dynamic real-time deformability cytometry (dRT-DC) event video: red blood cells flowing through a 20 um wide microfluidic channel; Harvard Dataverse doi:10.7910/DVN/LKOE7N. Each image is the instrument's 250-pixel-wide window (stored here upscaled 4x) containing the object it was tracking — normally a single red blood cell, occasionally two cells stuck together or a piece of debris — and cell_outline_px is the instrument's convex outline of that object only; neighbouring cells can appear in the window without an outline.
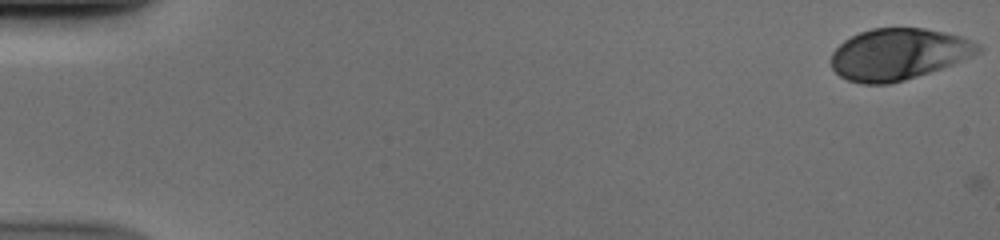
{"species": "human", "species_latin": "Homo sapiens", "temperature_condition": "cold", "stored_images_in_passage": 52, "camera_frame_rate_fps": 3000, "um_per_image_px": 0.085, "donor": {"sex": "male"}, "frame": {"image": 1, "passage_image": 1, "time_ms": 0.0, "image_size_px": [1000, 240], "cell_outline_px": [[984, 48], [980, 52], [972, 56], [952, 64], [904, 80], [888, 84], [864, 84], [848, 80], [840, 76], [832, 68], [832, 52], [844, 40], [860, 32], [872, 28], [924, 28], [944, 32], [960, 36], [980, 44]], "centroid_in_image_um": [76.37, 4.6], "position_along_channel_um": 8.6, "area_um2": 43.75}}
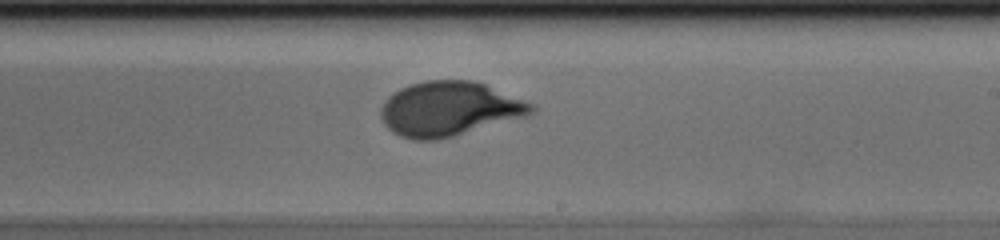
{"frame": {"image": 2, "passage_image": 32, "time_ms": 10.333, "image_size_px": [1000, 240], "cell_outline_px": [[536, 108], [532, 112], [524, 116], [452, 136], [436, 140], [412, 140], [400, 136], [392, 132], [384, 124], [380, 116], [380, 108], [388, 96], [400, 88], [424, 80], [472, 80], [484, 84], [536, 104]], "centroid_in_image_um": [38.14, 9.24], "position_along_channel_um": 250.9, "area_um2": 47.51}}
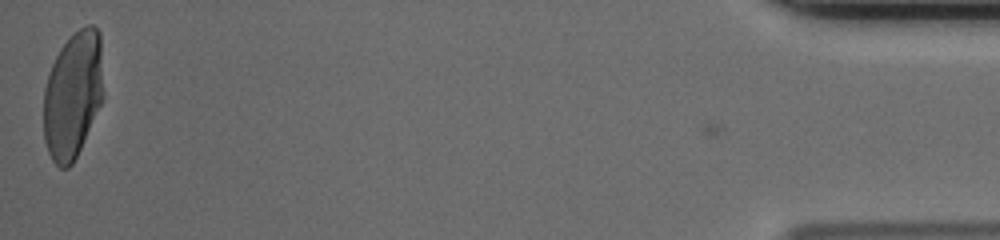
{"frame": {"image": 3, "passage_image": 52, "time_ms": 17.0, "image_size_px": [1000, 240], "cell_outline_px": [[104, 96], [80, 148], [72, 164], [68, 168], [60, 168], [52, 160], [48, 152], [44, 140], [44, 88], [52, 64], [60, 48], [80, 28], [88, 24], [92, 24], [100, 32]], "centroid_in_image_um": [6.2, 8.06], "position_along_channel_um": 429.0, "area_um2": 44.1}}